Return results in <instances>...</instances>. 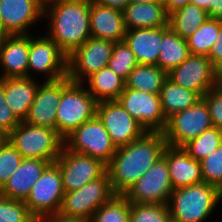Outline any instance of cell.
<instances>
[{"label":"cell","instance_id":"1","mask_svg":"<svg viewBox=\"0 0 222 222\" xmlns=\"http://www.w3.org/2000/svg\"><path fill=\"white\" fill-rule=\"evenodd\" d=\"M167 141L162 132H146L141 138L116 149L106 165L115 195H124L163 156Z\"/></svg>","mask_w":222,"mask_h":222},{"label":"cell","instance_id":"2","mask_svg":"<svg viewBox=\"0 0 222 222\" xmlns=\"http://www.w3.org/2000/svg\"><path fill=\"white\" fill-rule=\"evenodd\" d=\"M45 15L51 21L47 36L67 57L91 37L90 0H45Z\"/></svg>","mask_w":222,"mask_h":222},{"label":"cell","instance_id":"3","mask_svg":"<svg viewBox=\"0 0 222 222\" xmlns=\"http://www.w3.org/2000/svg\"><path fill=\"white\" fill-rule=\"evenodd\" d=\"M222 200V192L202 182L173 189L168 208L170 216L180 222H203Z\"/></svg>","mask_w":222,"mask_h":222},{"label":"cell","instance_id":"4","mask_svg":"<svg viewBox=\"0 0 222 222\" xmlns=\"http://www.w3.org/2000/svg\"><path fill=\"white\" fill-rule=\"evenodd\" d=\"M67 76L62 78V94L56 113V131L65 139L82 123L97 114L98 101L82 86Z\"/></svg>","mask_w":222,"mask_h":222},{"label":"cell","instance_id":"5","mask_svg":"<svg viewBox=\"0 0 222 222\" xmlns=\"http://www.w3.org/2000/svg\"><path fill=\"white\" fill-rule=\"evenodd\" d=\"M7 140L23 158L43 159L51 163H55L64 146V139L55 129L24 121L8 133Z\"/></svg>","mask_w":222,"mask_h":222},{"label":"cell","instance_id":"6","mask_svg":"<svg viewBox=\"0 0 222 222\" xmlns=\"http://www.w3.org/2000/svg\"><path fill=\"white\" fill-rule=\"evenodd\" d=\"M114 195L106 172L80 189L65 192L58 214L68 218L91 220L96 210Z\"/></svg>","mask_w":222,"mask_h":222},{"label":"cell","instance_id":"7","mask_svg":"<svg viewBox=\"0 0 222 222\" xmlns=\"http://www.w3.org/2000/svg\"><path fill=\"white\" fill-rule=\"evenodd\" d=\"M64 146L72 152L99 159L106 165L116 152L110 135L97 115L69 134L64 139Z\"/></svg>","mask_w":222,"mask_h":222},{"label":"cell","instance_id":"8","mask_svg":"<svg viewBox=\"0 0 222 222\" xmlns=\"http://www.w3.org/2000/svg\"><path fill=\"white\" fill-rule=\"evenodd\" d=\"M211 127H213V123L208 107L205 101L200 99L193 106L167 119L162 133L168 146L182 147Z\"/></svg>","mask_w":222,"mask_h":222},{"label":"cell","instance_id":"9","mask_svg":"<svg viewBox=\"0 0 222 222\" xmlns=\"http://www.w3.org/2000/svg\"><path fill=\"white\" fill-rule=\"evenodd\" d=\"M64 193L59 166L51 163L32 186L29 196L24 202L36 218L42 219L58 214Z\"/></svg>","mask_w":222,"mask_h":222},{"label":"cell","instance_id":"10","mask_svg":"<svg viewBox=\"0 0 222 222\" xmlns=\"http://www.w3.org/2000/svg\"><path fill=\"white\" fill-rule=\"evenodd\" d=\"M114 42L90 37L67 57V77L75 83H84V79L106 67Z\"/></svg>","mask_w":222,"mask_h":222},{"label":"cell","instance_id":"11","mask_svg":"<svg viewBox=\"0 0 222 222\" xmlns=\"http://www.w3.org/2000/svg\"><path fill=\"white\" fill-rule=\"evenodd\" d=\"M172 191L167 160L162 156L123 196L130 203L168 205Z\"/></svg>","mask_w":222,"mask_h":222},{"label":"cell","instance_id":"12","mask_svg":"<svg viewBox=\"0 0 222 222\" xmlns=\"http://www.w3.org/2000/svg\"><path fill=\"white\" fill-rule=\"evenodd\" d=\"M55 163L59 166L65 192L80 189L107 171L106 164L99 159L72 152L65 146Z\"/></svg>","mask_w":222,"mask_h":222},{"label":"cell","instance_id":"13","mask_svg":"<svg viewBox=\"0 0 222 222\" xmlns=\"http://www.w3.org/2000/svg\"><path fill=\"white\" fill-rule=\"evenodd\" d=\"M96 115L116 149L141 138L147 132L117 100L98 102Z\"/></svg>","mask_w":222,"mask_h":222},{"label":"cell","instance_id":"14","mask_svg":"<svg viewBox=\"0 0 222 222\" xmlns=\"http://www.w3.org/2000/svg\"><path fill=\"white\" fill-rule=\"evenodd\" d=\"M117 101L147 132H162L165 129L167 120L161 109L159 94L146 93L125 86Z\"/></svg>","mask_w":222,"mask_h":222},{"label":"cell","instance_id":"15","mask_svg":"<svg viewBox=\"0 0 222 222\" xmlns=\"http://www.w3.org/2000/svg\"><path fill=\"white\" fill-rule=\"evenodd\" d=\"M167 77L187 90L203 96L218 87L216 67L207 56L190 54L188 58L167 73Z\"/></svg>","mask_w":222,"mask_h":222},{"label":"cell","instance_id":"16","mask_svg":"<svg viewBox=\"0 0 222 222\" xmlns=\"http://www.w3.org/2000/svg\"><path fill=\"white\" fill-rule=\"evenodd\" d=\"M48 75L44 81H56L67 76V55L49 38L29 35L28 71Z\"/></svg>","mask_w":222,"mask_h":222},{"label":"cell","instance_id":"17","mask_svg":"<svg viewBox=\"0 0 222 222\" xmlns=\"http://www.w3.org/2000/svg\"><path fill=\"white\" fill-rule=\"evenodd\" d=\"M45 0H0L3 36L27 35L34 22L44 17Z\"/></svg>","mask_w":222,"mask_h":222},{"label":"cell","instance_id":"18","mask_svg":"<svg viewBox=\"0 0 222 222\" xmlns=\"http://www.w3.org/2000/svg\"><path fill=\"white\" fill-rule=\"evenodd\" d=\"M62 94V79L44 81L38 86L34 102L24 119L34 126H45L56 130V113Z\"/></svg>","mask_w":222,"mask_h":222},{"label":"cell","instance_id":"19","mask_svg":"<svg viewBox=\"0 0 222 222\" xmlns=\"http://www.w3.org/2000/svg\"><path fill=\"white\" fill-rule=\"evenodd\" d=\"M29 35H5L0 38V78L31 77L28 72Z\"/></svg>","mask_w":222,"mask_h":222},{"label":"cell","instance_id":"20","mask_svg":"<svg viewBox=\"0 0 222 222\" xmlns=\"http://www.w3.org/2000/svg\"><path fill=\"white\" fill-rule=\"evenodd\" d=\"M163 156L167 160L173 189L204 182L200 161L191 157L182 147L167 146Z\"/></svg>","mask_w":222,"mask_h":222},{"label":"cell","instance_id":"21","mask_svg":"<svg viewBox=\"0 0 222 222\" xmlns=\"http://www.w3.org/2000/svg\"><path fill=\"white\" fill-rule=\"evenodd\" d=\"M50 164L51 162L43 159L24 158L0 190V195L10 199L25 201L32 186Z\"/></svg>","mask_w":222,"mask_h":222},{"label":"cell","instance_id":"22","mask_svg":"<svg viewBox=\"0 0 222 222\" xmlns=\"http://www.w3.org/2000/svg\"><path fill=\"white\" fill-rule=\"evenodd\" d=\"M126 31L122 11L90 0L91 37L116 43L124 40Z\"/></svg>","mask_w":222,"mask_h":222},{"label":"cell","instance_id":"23","mask_svg":"<svg viewBox=\"0 0 222 222\" xmlns=\"http://www.w3.org/2000/svg\"><path fill=\"white\" fill-rule=\"evenodd\" d=\"M38 86L32 77L3 78L6 103L20 121L26 118Z\"/></svg>","mask_w":222,"mask_h":222},{"label":"cell","instance_id":"24","mask_svg":"<svg viewBox=\"0 0 222 222\" xmlns=\"http://www.w3.org/2000/svg\"><path fill=\"white\" fill-rule=\"evenodd\" d=\"M124 42L135 54L138 64L157 65L160 55L161 27L127 30Z\"/></svg>","mask_w":222,"mask_h":222},{"label":"cell","instance_id":"25","mask_svg":"<svg viewBox=\"0 0 222 222\" xmlns=\"http://www.w3.org/2000/svg\"><path fill=\"white\" fill-rule=\"evenodd\" d=\"M122 12L127 30L169 26L162 3H129Z\"/></svg>","mask_w":222,"mask_h":222},{"label":"cell","instance_id":"26","mask_svg":"<svg viewBox=\"0 0 222 222\" xmlns=\"http://www.w3.org/2000/svg\"><path fill=\"white\" fill-rule=\"evenodd\" d=\"M160 55L157 61L163 71L169 73L190 55L187 39L178 36L169 26L161 27Z\"/></svg>","mask_w":222,"mask_h":222},{"label":"cell","instance_id":"27","mask_svg":"<svg viewBox=\"0 0 222 222\" xmlns=\"http://www.w3.org/2000/svg\"><path fill=\"white\" fill-rule=\"evenodd\" d=\"M159 95L161 109L166 120L202 99L198 92L187 90L168 77L165 79Z\"/></svg>","mask_w":222,"mask_h":222},{"label":"cell","instance_id":"28","mask_svg":"<svg viewBox=\"0 0 222 222\" xmlns=\"http://www.w3.org/2000/svg\"><path fill=\"white\" fill-rule=\"evenodd\" d=\"M88 92L98 101L117 100L125 89L126 83L108 66L90 75Z\"/></svg>","mask_w":222,"mask_h":222},{"label":"cell","instance_id":"29","mask_svg":"<svg viewBox=\"0 0 222 222\" xmlns=\"http://www.w3.org/2000/svg\"><path fill=\"white\" fill-rule=\"evenodd\" d=\"M208 12L193 3H188L169 14V27L181 38H189L207 19Z\"/></svg>","mask_w":222,"mask_h":222},{"label":"cell","instance_id":"30","mask_svg":"<svg viewBox=\"0 0 222 222\" xmlns=\"http://www.w3.org/2000/svg\"><path fill=\"white\" fill-rule=\"evenodd\" d=\"M167 73L157 65L138 64L125 81L126 87L151 94H160Z\"/></svg>","mask_w":222,"mask_h":222},{"label":"cell","instance_id":"31","mask_svg":"<svg viewBox=\"0 0 222 222\" xmlns=\"http://www.w3.org/2000/svg\"><path fill=\"white\" fill-rule=\"evenodd\" d=\"M220 29V20L208 18L189 38H187L190 54L209 56L215 38Z\"/></svg>","mask_w":222,"mask_h":222},{"label":"cell","instance_id":"32","mask_svg":"<svg viewBox=\"0 0 222 222\" xmlns=\"http://www.w3.org/2000/svg\"><path fill=\"white\" fill-rule=\"evenodd\" d=\"M222 144V129L211 127L200 136L188 141L182 148L194 159L201 161Z\"/></svg>","mask_w":222,"mask_h":222},{"label":"cell","instance_id":"33","mask_svg":"<svg viewBox=\"0 0 222 222\" xmlns=\"http://www.w3.org/2000/svg\"><path fill=\"white\" fill-rule=\"evenodd\" d=\"M91 222H131L130 202L123 195H114L96 210Z\"/></svg>","mask_w":222,"mask_h":222},{"label":"cell","instance_id":"34","mask_svg":"<svg viewBox=\"0 0 222 222\" xmlns=\"http://www.w3.org/2000/svg\"><path fill=\"white\" fill-rule=\"evenodd\" d=\"M138 65L135 54L131 51L126 42H116L112 49L111 58L107 66L125 81L129 74Z\"/></svg>","mask_w":222,"mask_h":222},{"label":"cell","instance_id":"35","mask_svg":"<svg viewBox=\"0 0 222 222\" xmlns=\"http://www.w3.org/2000/svg\"><path fill=\"white\" fill-rule=\"evenodd\" d=\"M170 217L168 205L130 203L131 222H167Z\"/></svg>","mask_w":222,"mask_h":222},{"label":"cell","instance_id":"36","mask_svg":"<svg viewBox=\"0 0 222 222\" xmlns=\"http://www.w3.org/2000/svg\"><path fill=\"white\" fill-rule=\"evenodd\" d=\"M35 219L23 200L0 195V222H33Z\"/></svg>","mask_w":222,"mask_h":222},{"label":"cell","instance_id":"37","mask_svg":"<svg viewBox=\"0 0 222 222\" xmlns=\"http://www.w3.org/2000/svg\"><path fill=\"white\" fill-rule=\"evenodd\" d=\"M203 181L222 192V144L200 161Z\"/></svg>","mask_w":222,"mask_h":222},{"label":"cell","instance_id":"38","mask_svg":"<svg viewBox=\"0 0 222 222\" xmlns=\"http://www.w3.org/2000/svg\"><path fill=\"white\" fill-rule=\"evenodd\" d=\"M19 151L7 140L0 144V190L23 161Z\"/></svg>","mask_w":222,"mask_h":222},{"label":"cell","instance_id":"39","mask_svg":"<svg viewBox=\"0 0 222 222\" xmlns=\"http://www.w3.org/2000/svg\"><path fill=\"white\" fill-rule=\"evenodd\" d=\"M202 99L208 107L213 127L222 129V88L216 87L207 91Z\"/></svg>","mask_w":222,"mask_h":222},{"label":"cell","instance_id":"40","mask_svg":"<svg viewBox=\"0 0 222 222\" xmlns=\"http://www.w3.org/2000/svg\"><path fill=\"white\" fill-rule=\"evenodd\" d=\"M20 122L6 103L3 91V78H0V127L9 133Z\"/></svg>","mask_w":222,"mask_h":222},{"label":"cell","instance_id":"41","mask_svg":"<svg viewBox=\"0 0 222 222\" xmlns=\"http://www.w3.org/2000/svg\"><path fill=\"white\" fill-rule=\"evenodd\" d=\"M208 58L212 61L215 67L222 62V20H220L219 33L215 38V43L211 47Z\"/></svg>","mask_w":222,"mask_h":222},{"label":"cell","instance_id":"42","mask_svg":"<svg viewBox=\"0 0 222 222\" xmlns=\"http://www.w3.org/2000/svg\"><path fill=\"white\" fill-rule=\"evenodd\" d=\"M188 3H191V0H162L166 13L169 15L175 10L184 7Z\"/></svg>","mask_w":222,"mask_h":222},{"label":"cell","instance_id":"43","mask_svg":"<svg viewBox=\"0 0 222 222\" xmlns=\"http://www.w3.org/2000/svg\"><path fill=\"white\" fill-rule=\"evenodd\" d=\"M91 2L103 6H109L120 11H123L124 8L130 3L129 0H91Z\"/></svg>","mask_w":222,"mask_h":222},{"label":"cell","instance_id":"44","mask_svg":"<svg viewBox=\"0 0 222 222\" xmlns=\"http://www.w3.org/2000/svg\"><path fill=\"white\" fill-rule=\"evenodd\" d=\"M208 15L210 18L222 20V0H212Z\"/></svg>","mask_w":222,"mask_h":222},{"label":"cell","instance_id":"45","mask_svg":"<svg viewBox=\"0 0 222 222\" xmlns=\"http://www.w3.org/2000/svg\"><path fill=\"white\" fill-rule=\"evenodd\" d=\"M43 222H91V220H83L76 218H68L60 216L59 214H53L42 218Z\"/></svg>","mask_w":222,"mask_h":222},{"label":"cell","instance_id":"46","mask_svg":"<svg viewBox=\"0 0 222 222\" xmlns=\"http://www.w3.org/2000/svg\"><path fill=\"white\" fill-rule=\"evenodd\" d=\"M191 3L203 8L208 12L210 10V3H212V0H191Z\"/></svg>","mask_w":222,"mask_h":222},{"label":"cell","instance_id":"47","mask_svg":"<svg viewBox=\"0 0 222 222\" xmlns=\"http://www.w3.org/2000/svg\"><path fill=\"white\" fill-rule=\"evenodd\" d=\"M216 80L218 87L222 88V62L216 67Z\"/></svg>","mask_w":222,"mask_h":222},{"label":"cell","instance_id":"48","mask_svg":"<svg viewBox=\"0 0 222 222\" xmlns=\"http://www.w3.org/2000/svg\"><path fill=\"white\" fill-rule=\"evenodd\" d=\"M8 133L0 127V144H3L7 141Z\"/></svg>","mask_w":222,"mask_h":222},{"label":"cell","instance_id":"49","mask_svg":"<svg viewBox=\"0 0 222 222\" xmlns=\"http://www.w3.org/2000/svg\"><path fill=\"white\" fill-rule=\"evenodd\" d=\"M130 3H162V0H129Z\"/></svg>","mask_w":222,"mask_h":222},{"label":"cell","instance_id":"50","mask_svg":"<svg viewBox=\"0 0 222 222\" xmlns=\"http://www.w3.org/2000/svg\"><path fill=\"white\" fill-rule=\"evenodd\" d=\"M3 37V24L0 18V38Z\"/></svg>","mask_w":222,"mask_h":222},{"label":"cell","instance_id":"51","mask_svg":"<svg viewBox=\"0 0 222 222\" xmlns=\"http://www.w3.org/2000/svg\"><path fill=\"white\" fill-rule=\"evenodd\" d=\"M167 222H180V221H177V220L173 219L172 217H170V218L167 220Z\"/></svg>","mask_w":222,"mask_h":222},{"label":"cell","instance_id":"52","mask_svg":"<svg viewBox=\"0 0 222 222\" xmlns=\"http://www.w3.org/2000/svg\"><path fill=\"white\" fill-rule=\"evenodd\" d=\"M33 222H43L41 218H36Z\"/></svg>","mask_w":222,"mask_h":222}]
</instances>
